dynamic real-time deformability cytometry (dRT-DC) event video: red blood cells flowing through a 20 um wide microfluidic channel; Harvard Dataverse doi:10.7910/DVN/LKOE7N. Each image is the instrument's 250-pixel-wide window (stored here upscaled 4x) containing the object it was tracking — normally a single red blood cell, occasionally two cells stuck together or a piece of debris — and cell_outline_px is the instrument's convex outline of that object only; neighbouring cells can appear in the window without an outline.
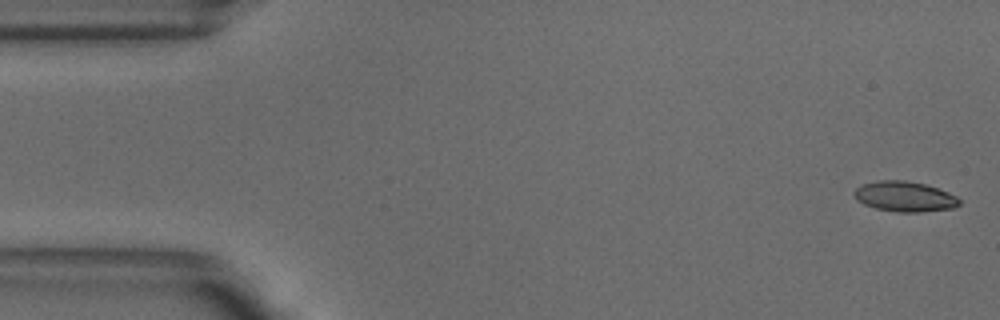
{"species": "common noctule bat (a hibernating species)", "species_latin": "Nyctalus noctula", "temperature_condition": "warm", "stored_images_in_passage": 51, "camera_frame_rate_fps": 3000, "um_per_image_px": 0.085, "animal": {"sex": "male", "body_mass_g": 18.8}, "frame": {"image": 1, "passage_image": 1, "time_ms": 0.0, "image_size_px": [1000, 320], "cell_outline_px": [[960, 204], [956, 208], [920, 212], [896, 212], [876, 208], [864, 204], [856, 200], [852, 192], [856, 188], [864, 184], [880, 180], [904, 180], [924, 184], [948, 192], [956, 196], [960, 200]], "centroid_in_image_um": [76.9, 16.71], "position_along_channel_um": 8.1, "area_um2": 18.55}}
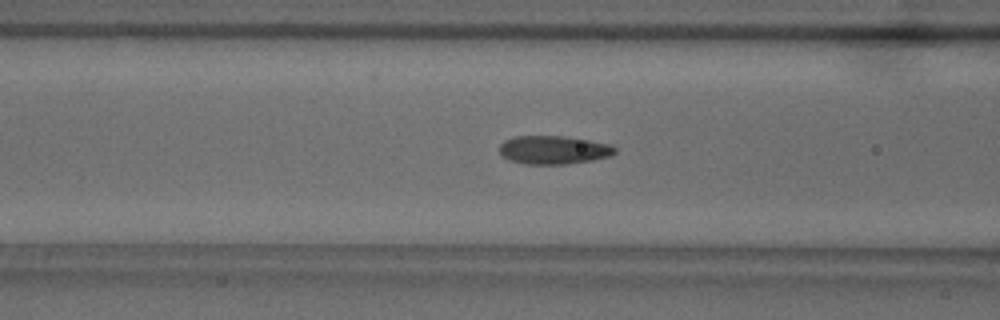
{"frame": {"image": 2, "passage_image": 19, "time_ms": 6.0, "image_size_px": [1000, 320], "cell_outline_px": [[616, 152], [608, 156], [592, 160], [564, 164], [524, 164], [508, 160], [500, 152], [500, 144], [504, 140], [512, 136], [564, 136], [612, 144], [616, 148]], "centroid_in_image_um": [47.04, 12.73], "position_along_channel_um": 119.6, "area_um2": 19.13}}
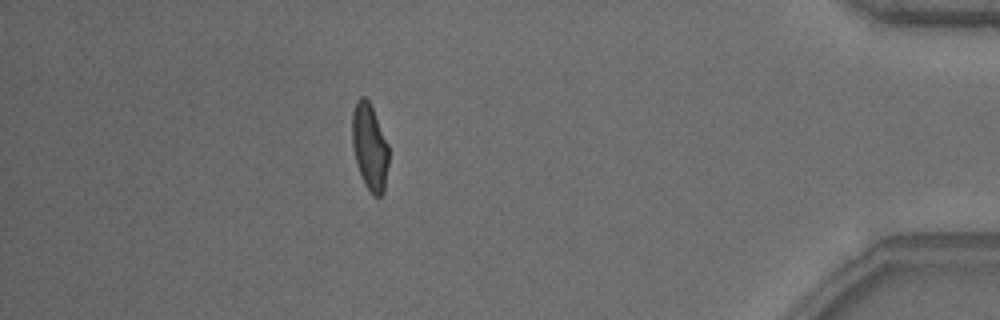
{"frame": {"image": 3, "passage_image": 45, "time_ms": 14.667, "image_size_px": [1000, 320], "cell_outline_px": [[388, 164], [384, 192], [380, 196], [372, 196], [364, 184], [356, 164], [352, 144], [352, 112], [356, 100], [360, 96], [364, 96], [368, 100], [372, 108], [388, 144]], "centroid_in_image_um": [31.41, 12.51], "position_along_channel_um": 403.8, "area_um2": 18.5}, "authors_computed_cell_mechanics": {"area_um2": 18.5538, "velocity_mm_per_s": 3.8712, "shape_relaxation_time_tau1_ms": 4.0586, "shape_relaxation_time_tau2_ms": 0.9976, "deformation_change_tau1": 0.1744, "deformation_change_tau2": 0.0795}}